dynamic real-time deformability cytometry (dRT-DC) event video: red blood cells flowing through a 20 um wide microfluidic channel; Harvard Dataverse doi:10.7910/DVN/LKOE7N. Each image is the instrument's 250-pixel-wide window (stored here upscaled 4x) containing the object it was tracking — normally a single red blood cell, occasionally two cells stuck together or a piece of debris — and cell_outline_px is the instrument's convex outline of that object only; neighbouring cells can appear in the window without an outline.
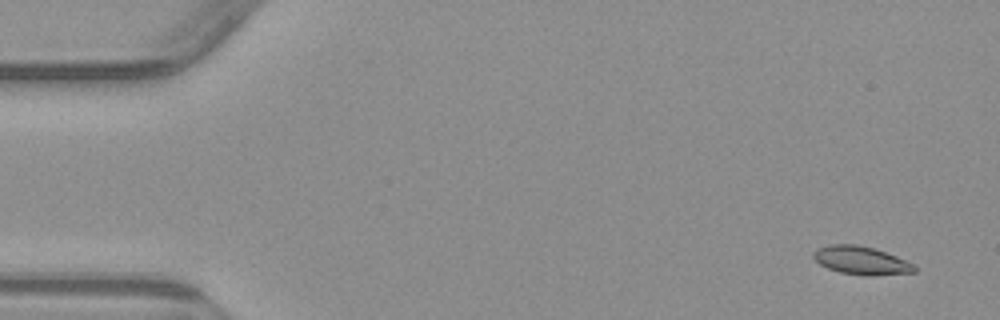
{"species": "common noctule bat (a hibernating species)", "species_latin": "Nyctalus noctula", "temperature_condition": "warm", "stored_images_in_passage": 4, "camera_frame_rate_fps": 3000, "um_per_image_px": 0.085, "animal": {"sex": "male", "body_mass_g": 23.1, "forearm_length_mm": 52.7}, "frame": {"image": 1, "passage_image": 1, "time_ms": 0.0, "image_size_px": [1000, 320], "cell_outline_px": [[916, 272], [872, 276], [864, 276], [840, 272], [828, 268], [820, 264], [812, 256], [812, 252], [828, 244], [856, 244], [872, 248], [896, 256], [912, 264], [916, 268]], "centroid_in_image_um": [73.18, 22.14], "position_along_channel_um": 11.8, "area_um2": 16.47}}
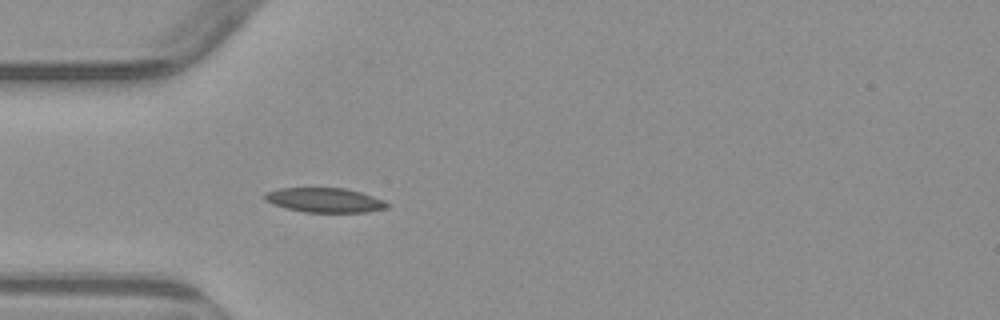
{"frame": {"image": 2, "passage_image": 4, "time_ms": 4.333, "image_size_px": [1000, 320], "cell_outline_px": [[392, 204], [388, 208], [364, 212], [304, 212], [272, 204], [264, 200], [264, 192], [280, 188], [344, 188], [360, 192], [384, 200]], "centroid_in_image_um": [27.6, 17.01], "position_along_channel_um": 57.4, "area_um2": 17.51}}